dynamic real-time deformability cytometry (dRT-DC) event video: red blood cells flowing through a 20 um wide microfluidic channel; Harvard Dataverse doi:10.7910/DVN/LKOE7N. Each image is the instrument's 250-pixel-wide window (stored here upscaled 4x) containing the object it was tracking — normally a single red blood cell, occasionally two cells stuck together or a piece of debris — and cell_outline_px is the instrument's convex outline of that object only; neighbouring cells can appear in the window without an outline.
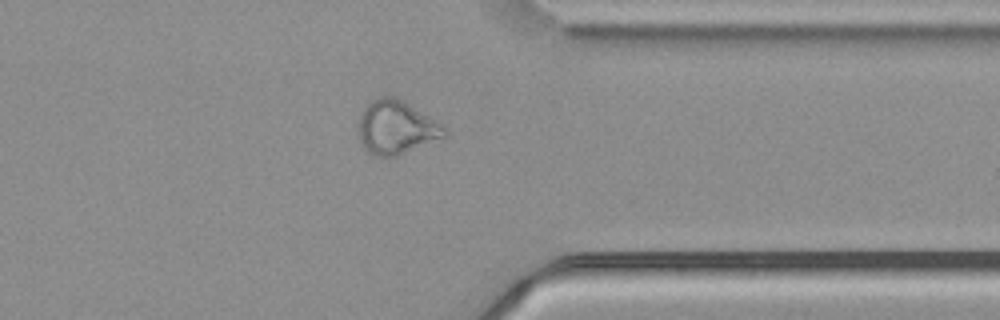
{"species": "common noctule bat (a hibernating species)", "species_latin": "Nyctalus noctula", "temperature_condition": "cold", "stored_images_in_passage": 40, "camera_frame_rate_fps": 3000, "um_per_image_px": 0.085, "animal": {"sex": "male", "body_mass_g": 21.5, "forearm_length_mm": 52.0}, "frame": {"image": 1, "passage_image": 28, "time_ms": 9.0, "image_size_px": [1000, 320], "cell_outline_px": [[448, 136], [396, 156], [376, 156], [368, 152], [364, 148], [356, 132], [360, 112], [372, 100], [380, 96], [392, 96], [408, 104], [444, 124], [448, 128]], "centroid_in_image_um": [33.68, 10.84], "position_along_channel_um": 377.7, "area_um2": 27.17}}
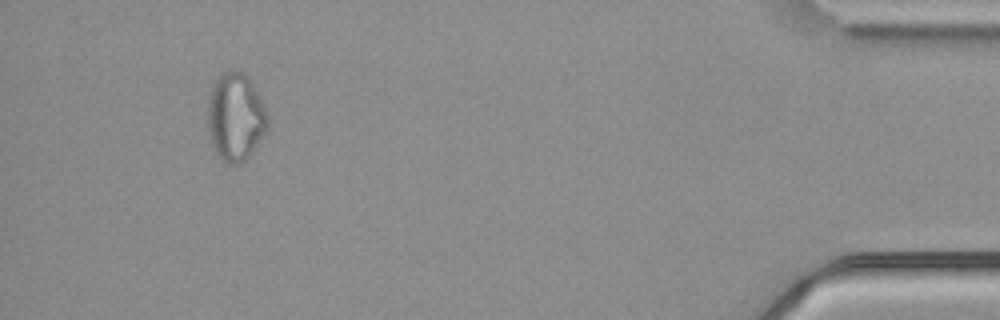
{"frame": {"image": 2, "passage_image": 36, "time_ms": 11.667, "image_size_px": [1000, 320], "cell_outline_px": [[268, 128], [252, 152], [240, 164], [224, 164], [216, 152], [212, 144], [208, 128], [208, 96], [216, 80], [228, 68], [232, 68], [244, 72], [252, 80], [268, 112]], "centroid_in_image_um": [20.04, 9.91], "position_along_channel_um": 415.2, "area_um2": 31.15}, "authors_computed_cell_mechanics": {"area_um2": 26.9059, "velocity_mm_per_s": 3.756, "shape_relaxation_time_tau1_ms": null, "shape_relaxation_time_tau2_ms": 5.2722, "deformation_change_tau1": null, "deformation_change_tau2": 0.1472}}